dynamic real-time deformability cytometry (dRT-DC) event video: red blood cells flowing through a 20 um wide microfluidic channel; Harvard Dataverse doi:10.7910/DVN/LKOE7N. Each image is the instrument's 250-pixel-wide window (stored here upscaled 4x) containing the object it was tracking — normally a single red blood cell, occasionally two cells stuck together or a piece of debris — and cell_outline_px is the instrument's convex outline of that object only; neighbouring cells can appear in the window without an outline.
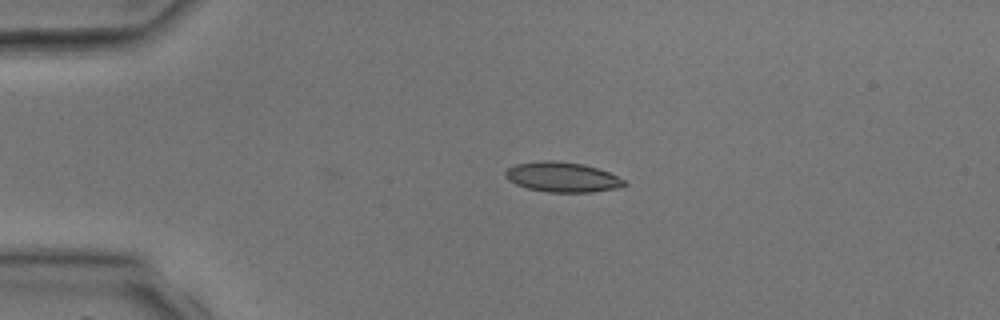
{"species": "common noctule bat (a hibernating species)", "species_latin": "Nyctalus noctula", "temperature_condition": "room temperature", "stored_images_in_passage": 3, "camera_frame_rate_fps": 3000, "um_per_image_px": 0.085, "animal": {"sex": "male", "body_mass_g": 17.9, "forearm_length_mm": 54.2}, "frame": {"image": 1, "passage_image": 1, "time_ms": 0.0, "image_size_px": [1000, 320], "cell_outline_px": [[628, 184], [620, 188], [592, 192], [548, 192], [528, 188], [516, 184], [508, 180], [504, 176], [504, 172], [508, 168], [516, 164], [540, 160], [552, 160], [584, 164], [608, 172], [624, 180]], "centroid_in_image_um": [47.79, 15.05], "position_along_channel_um": 37.2, "area_um2": 20.81}}